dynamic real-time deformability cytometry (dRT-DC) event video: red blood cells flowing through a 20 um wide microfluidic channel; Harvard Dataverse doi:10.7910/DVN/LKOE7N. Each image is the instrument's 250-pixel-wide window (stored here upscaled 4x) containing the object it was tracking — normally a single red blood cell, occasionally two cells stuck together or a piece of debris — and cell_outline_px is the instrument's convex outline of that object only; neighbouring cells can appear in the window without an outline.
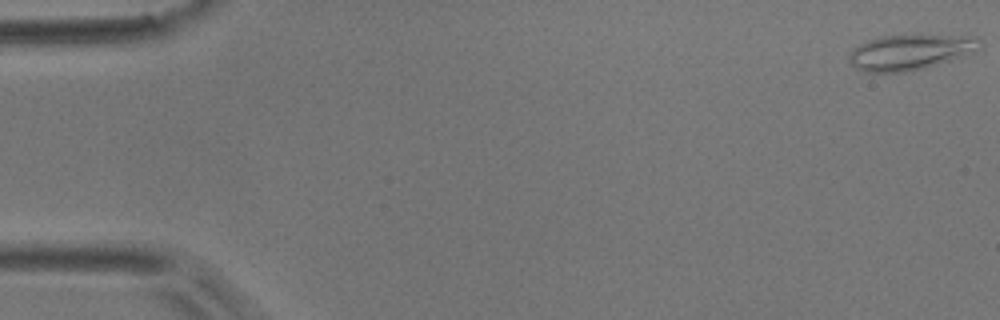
{"species": "common noctule bat (a hibernating species)", "species_latin": "Nyctalus noctula", "temperature_condition": "room temperature", "stored_images_in_passage": 5, "camera_frame_rate_fps": 3000, "um_per_image_px": 0.085, "animal": {"sex": "male", "body_mass_g": 17.9}, "frame": {"image": 1, "passage_image": 1, "time_ms": 0.0, "image_size_px": [1000, 320], "cell_outline_px": [[984, 44], [976, 52], [964, 56], [924, 68], [904, 72], [864, 72], [856, 68], [848, 60], [848, 52], [852, 48], [868, 40], [880, 36], [912, 32], [976, 36]], "centroid_in_image_um": [77.41, 4.37], "position_along_channel_um": 7.6, "area_um2": 28.32}}